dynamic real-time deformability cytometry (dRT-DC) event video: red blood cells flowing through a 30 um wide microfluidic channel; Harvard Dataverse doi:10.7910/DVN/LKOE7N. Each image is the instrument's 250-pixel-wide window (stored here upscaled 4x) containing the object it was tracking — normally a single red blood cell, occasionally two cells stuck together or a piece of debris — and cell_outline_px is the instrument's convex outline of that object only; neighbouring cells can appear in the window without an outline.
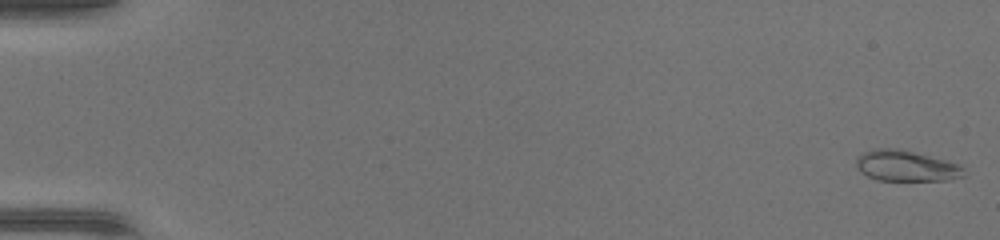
{"species": "common noctule bat (a hibernating species)", "species_latin": "Nyctalus noctula", "temperature_condition": "warm", "stored_images_in_passage": 47, "camera_frame_rate_fps": 3000, "um_per_image_px": 0.085, "animal": {"sex": "female", "body_mass_g": 17.0, "forearm_length_mm": 48.0}, "frame": {"image": 1, "passage_image": 1, "time_ms": 0.0, "image_size_px": [1000, 240], "cell_outline_px": [[964, 176], [948, 180], [876, 180], [860, 172], [856, 168], [856, 160], [864, 152], [876, 148], [896, 148], [960, 164], [964, 168]], "centroid_in_image_um": [77.0, 14.11], "position_along_channel_um": 8.0, "area_um2": 19.13}}
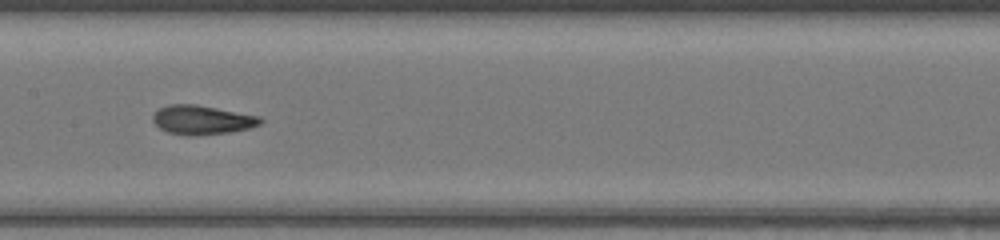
{"frame": {"image": 2, "passage_image": 25, "time_ms": 8.0, "image_size_px": [1000, 240], "cell_outline_px": [[264, 120], [260, 124], [248, 128], [228, 132], [192, 136], [188, 136], [168, 132], [160, 128], [152, 120], [152, 116], [160, 108], [168, 104], [196, 104], [260, 116]], "centroid_in_image_um": [17.17, 10.18], "position_along_channel_um": 190.2, "area_um2": 18.15}}
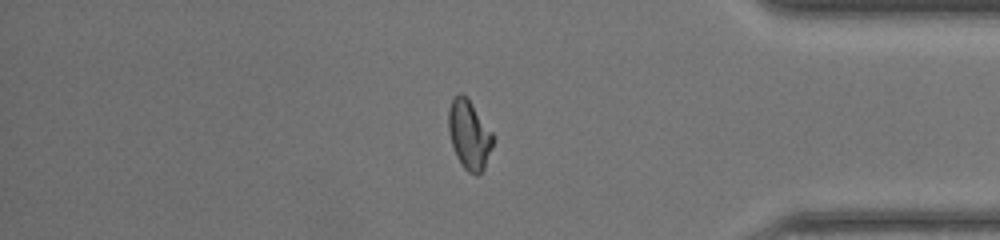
{"frame": {"image": 3, "passage_image": 40, "time_ms": 13.0, "image_size_px": [1000, 240], "cell_outline_px": [[496, 136], [492, 148], [484, 168], [476, 176], [468, 172], [464, 168], [456, 156], [448, 132], [448, 108], [456, 92], [460, 92], [472, 104]], "centroid_in_image_um": [39.89, 11.45], "position_along_channel_um": 395.3, "area_um2": 18.09}}